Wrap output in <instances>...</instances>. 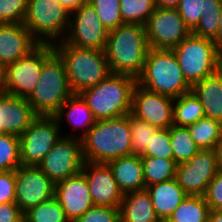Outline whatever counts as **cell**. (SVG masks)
<instances>
[{
    "instance_id": "3957f363",
    "label": "cell",
    "mask_w": 222,
    "mask_h": 222,
    "mask_svg": "<svg viewBox=\"0 0 222 222\" xmlns=\"http://www.w3.org/2000/svg\"><path fill=\"white\" fill-rule=\"evenodd\" d=\"M137 79L125 74H109L92 88L79 95L86 102L96 121L115 119L131 112L132 93Z\"/></svg>"
},
{
    "instance_id": "f1b7e54d",
    "label": "cell",
    "mask_w": 222,
    "mask_h": 222,
    "mask_svg": "<svg viewBox=\"0 0 222 222\" xmlns=\"http://www.w3.org/2000/svg\"><path fill=\"white\" fill-rule=\"evenodd\" d=\"M187 127L200 149H214L222 135V123L208 117H203Z\"/></svg>"
},
{
    "instance_id": "8992f818",
    "label": "cell",
    "mask_w": 222,
    "mask_h": 222,
    "mask_svg": "<svg viewBox=\"0 0 222 222\" xmlns=\"http://www.w3.org/2000/svg\"><path fill=\"white\" fill-rule=\"evenodd\" d=\"M73 94L64 63L54 52L43 63L37 86L26 100L38 115L54 116Z\"/></svg>"
},
{
    "instance_id": "d590c367",
    "label": "cell",
    "mask_w": 222,
    "mask_h": 222,
    "mask_svg": "<svg viewBox=\"0 0 222 222\" xmlns=\"http://www.w3.org/2000/svg\"><path fill=\"white\" fill-rule=\"evenodd\" d=\"M108 31L123 25L120 0H87Z\"/></svg>"
},
{
    "instance_id": "bcb514c9",
    "label": "cell",
    "mask_w": 222,
    "mask_h": 222,
    "mask_svg": "<svg viewBox=\"0 0 222 222\" xmlns=\"http://www.w3.org/2000/svg\"><path fill=\"white\" fill-rule=\"evenodd\" d=\"M220 24L218 27V31L216 33V36L212 39L214 44L216 45L217 50L222 54V9L220 12Z\"/></svg>"
},
{
    "instance_id": "4316f807",
    "label": "cell",
    "mask_w": 222,
    "mask_h": 222,
    "mask_svg": "<svg viewBox=\"0 0 222 222\" xmlns=\"http://www.w3.org/2000/svg\"><path fill=\"white\" fill-rule=\"evenodd\" d=\"M203 117V106L192 91L174 98L173 125L187 127Z\"/></svg>"
},
{
    "instance_id": "ffe728a7",
    "label": "cell",
    "mask_w": 222,
    "mask_h": 222,
    "mask_svg": "<svg viewBox=\"0 0 222 222\" xmlns=\"http://www.w3.org/2000/svg\"><path fill=\"white\" fill-rule=\"evenodd\" d=\"M54 116L59 123L62 136L78 139H81L96 122L92 111L79 94H73ZM66 123L70 127V132L68 130V133L66 128L69 127L65 126Z\"/></svg>"
},
{
    "instance_id": "b9f144b4",
    "label": "cell",
    "mask_w": 222,
    "mask_h": 222,
    "mask_svg": "<svg viewBox=\"0 0 222 222\" xmlns=\"http://www.w3.org/2000/svg\"><path fill=\"white\" fill-rule=\"evenodd\" d=\"M16 170L0 171V204L15 202Z\"/></svg>"
},
{
    "instance_id": "484cf974",
    "label": "cell",
    "mask_w": 222,
    "mask_h": 222,
    "mask_svg": "<svg viewBox=\"0 0 222 222\" xmlns=\"http://www.w3.org/2000/svg\"><path fill=\"white\" fill-rule=\"evenodd\" d=\"M209 212L203 196L187 195L165 222H208Z\"/></svg>"
},
{
    "instance_id": "74e56055",
    "label": "cell",
    "mask_w": 222,
    "mask_h": 222,
    "mask_svg": "<svg viewBox=\"0 0 222 222\" xmlns=\"http://www.w3.org/2000/svg\"><path fill=\"white\" fill-rule=\"evenodd\" d=\"M141 156L173 159L169 128L159 129L154 136H152L150 144Z\"/></svg>"
},
{
    "instance_id": "ee69618b",
    "label": "cell",
    "mask_w": 222,
    "mask_h": 222,
    "mask_svg": "<svg viewBox=\"0 0 222 222\" xmlns=\"http://www.w3.org/2000/svg\"><path fill=\"white\" fill-rule=\"evenodd\" d=\"M56 1L61 3L69 13H72L73 11L77 10L81 5L87 2V0H56Z\"/></svg>"
},
{
    "instance_id": "9a60e30c",
    "label": "cell",
    "mask_w": 222,
    "mask_h": 222,
    "mask_svg": "<svg viewBox=\"0 0 222 222\" xmlns=\"http://www.w3.org/2000/svg\"><path fill=\"white\" fill-rule=\"evenodd\" d=\"M54 193L55 184L38 166L21 165L16 169L15 203L23 213L52 199Z\"/></svg>"
},
{
    "instance_id": "1f68e13d",
    "label": "cell",
    "mask_w": 222,
    "mask_h": 222,
    "mask_svg": "<svg viewBox=\"0 0 222 222\" xmlns=\"http://www.w3.org/2000/svg\"><path fill=\"white\" fill-rule=\"evenodd\" d=\"M23 218V222H70L55 197L30 207L23 213Z\"/></svg>"
},
{
    "instance_id": "f546056e",
    "label": "cell",
    "mask_w": 222,
    "mask_h": 222,
    "mask_svg": "<svg viewBox=\"0 0 222 222\" xmlns=\"http://www.w3.org/2000/svg\"><path fill=\"white\" fill-rule=\"evenodd\" d=\"M169 132L173 160L177 164L189 161L200 150L192 139L188 127L172 125Z\"/></svg>"
},
{
    "instance_id": "cb8c5ba5",
    "label": "cell",
    "mask_w": 222,
    "mask_h": 222,
    "mask_svg": "<svg viewBox=\"0 0 222 222\" xmlns=\"http://www.w3.org/2000/svg\"><path fill=\"white\" fill-rule=\"evenodd\" d=\"M146 190L150 194L153 208L161 222H165L188 195L176 178L152 184L147 186Z\"/></svg>"
},
{
    "instance_id": "603a6c76",
    "label": "cell",
    "mask_w": 222,
    "mask_h": 222,
    "mask_svg": "<svg viewBox=\"0 0 222 222\" xmlns=\"http://www.w3.org/2000/svg\"><path fill=\"white\" fill-rule=\"evenodd\" d=\"M203 106L205 117L222 123V67L191 86Z\"/></svg>"
},
{
    "instance_id": "7c38bea8",
    "label": "cell",
    "mask_w": 222,
    "mask_h": 222,
    "mask_svg": "<svg viewBox=\"0 0 222 222\" xmlns=\"http://www.w3.org/2000/svg\"><path fill=\"white\" fill-rule=\"evenodd\" d=\"M83 164L81 139L61 136L37 166L56 185L81 172Z\"/></svg>"
},
{
    "instance_id": "52a82bcc",
    "label": "cell",
    "mask_w": 222,
    "mask_h": 222,
    "mask_svg": "<svg viewBox=\"0 0 222 222\" xmlns=\"http://www.w3.org/2000/svg\"><path fill=\"white\" fill-rule=\"evenodd\" d=\"M184 78L192 86L222 67V54L212 39L190 34L172 49Z\"/></svg>"
},
{
    "instance_id": "4fadbf2b",
    "label": "cell",
    "mask_w": 222,
    "mask_h": 222,
    "mask_svg": "<svg viewBox=\"0 0 222 222\" xmlns=\"http://www.w3.org/2000/svg\"><path fill=\"white\" fill-rule=\"evenodd\" d=\"M108 32L95 9L86 2L70 13L69 29L64 41L79 48L104 51Z\"/></svg>"
},
{
    "instance_id": "d6986e66",
    "label": "cell",
    "mask_w": 222,
    "mask_h": 222,
    "mask_svg": "<svg viewBox=\"0 0 222 222\" xmlns=\"http://www.w3.org/2000/svg\"><path fill=\"white\" fill-rule=\"evenodd\" d=\"M37 117L26 98L0 92V134L20 136Z\"/></svg>"
},
{
    "instance_id": "ac0fdd59",
    "label": "cell",
    "mask_w": 222,
    "mask_h": 222,
    "mask_svg": "<svg viewBox=\"0 0 222 222\" xmlns=\"http://www.w3.org/2000/svg\"><path fill=\"white\" fill-rule=\"evenodd\" d=\"M54 197L70 222H74L94 206L88 182L82 171L57 183Z\"/></svg>"
},
{
    "instance_id": "e0dca14e",
    "label": "cell",
    "mask_w": 222,
    "mask_h": 222,
    "mask_svg": "<svg viewBox=\"0 0 222 222\" xmlns=\"http://www.w3.org/2000/svg\"><path fill=\"white\" fill-rule=\"evenodd\" d=\"M85 174L94 206L119 207L124 194L107 163L84 161Z\"/></svg>"
},
{
    "instance_id": "ba28073f",
    "label": "cell",
    "mask_w": 222,
    "mask_h": 222,
    "mask_svg": "<svg viewBox=\"0 0 222 222\" xmlns=\"http://www.w3.org/2000/svg\"><path fill=\"white\" fill-rule=\"evenodd\" d=\"M24 26L39 44H54L65 39L70 13L56 0H28Z\"/></svg>"
},
{
    "instance_id": "7a4b0ae2",
    "label": "cell",
    "mask_w": 222,
    "mask_h": 222,
    "mask_svg": "<svg viewBox=\"0 0 222 222\" xmlns=\"http://www.w3.org/2000/svg\"><path fill=\"white\" fill-rule=\"evenodd\" d=\"M81 147L86 162L108 163L113 159L131 155L129 114L96 121L81 138Z\"/></svg>"
},
{
    "instance_id": "8fae6325",
    "label": "cell",
    "mask_w": 222,
    "mask_h": 222,
    "mask_svg": "<svg viewBox=\"0 0 222 222\" xmlns=\"http://www.w3.org/2000/svg\"><path fill=\"white\" fill-rule=\"evenodd\" d=\"M144 26L151 49L172 50L192 33L177 9L156 7Z\"/></svg>"
},
{
    "instance_id": "8d00e7d4",
    "label": "cell",
    "mask_w": 222,
    "mask_h": 222,
    "mask_svg": "<svg viewBox=\"0 0 222 222\" xmlns=\"http://www.w3.org/2000/svg\"><path fill=\"white\" fill-rule=\"evenodd\" d=\"M28 0H0V24H23Z\"/></svg>"
},
{
    "instance_id": "83f0119b",
    "label": "cell",
    "mask_w": 222,
    "mask_h": 222,
    "mask_svg": "<svg viewBox=\"0 0 222 222\" xmlns=\"http://www.w3.org/2000/svg\"><path fill=\"white\" fill-rule=\"evenodd\" d=\"M145 186L174 179L177 163L173 159L141 156Z\"/></svg>"
},
{
    "instance_id": "f35d334b",
    "label": "cell",
    "mask_w": 222,
    "mask_h": 222,
    "mask_svg": "<svg viewBox=\"0 0 222 222\" xmlns=\"http://www.w3.org/2000/svg\"><path fill=\"white\" fill-rule=\"evenodd\" d=\"M119 207L93 206L74 222H119Z\"/></svg>"
},
{
    "instance_id": "7dc6e473",
    "label": "cell",
    "mask_w": 222,
    "mask_h": 222,
    "mask_svg": "<svg viewBox=\"0 0 222 222\" xmlns=\"http://www.w3.org/2000/svg\"><path fill=\"white\" fill-rule=\"evenodd\" d=\"M213 150L215 152V156L217 159L218 169L219 171H222V135L220 140L216 143Z\"/></svg>"
},
{
    "instance_id": "4dcf8cb0",
    "label": "cell",
    "mask_w": 222,
    "mask_h": 222,
    "mask_svg": "<svg viewBox=\"0 0 222 222\" xmlns=\"http://www.w3.org/2000/svg\"><path fill=\"white\" fill-rule=\"evenodd\" d=\"M203 2L202 17L191 32L198 37L213 39L220 24L222 0H204Z\"/></svg>"
},
{
    "instance_id": "2e32d148",
    "label": "cell",
    "mask_w": 222,
    "mask_h": 222,
    "mask_svg": "<svg viewBox=\"0 0 222 222\" xmlns=\"http://www.w3.org/2000/svg\"><path fill=\"white\" fill-rule=\"evenodd\" d=\"M174 98L148 91L136 84L132 93L131 112L136 118L159 129L173 125Z\"/></svg>"
},
{
    "instance_id": "e575fe53",
    "label": "cell",
    "mask_w": 222,
    "mask_h": 222,
    "mask_svg": "<svg viewBox=\"0 0 222 222\" xmlns=\"http://www.w3.org/2000/svg\"><path fill=\"white\" fill-rule=\"evenodd\" d=\"M132 154L142 155L159 128L129 114Z\"/></svg>"
},
{
    "instance_id": "c3c4849f",
    "label": "cell",
    "mask_w": 222,
    "mask_h": 222,
    "mask_svg": "<svg viewBox=\"0 0 222 222\" xmlns=\"http://www.w3.org/2000/svg\"><path fill=\"white\" fill-rule=\"evenodd\" d=\"M208 222H222V210H210Z\"/></svg>"
},
{
    "instance_id": "44dd1931",
    "label": "cell",
    "mask_w": 222,
    "mask_h": 222,
    "mask_svg": "<svg viewBox=\"0 0 222 222\" xmlns=\"http://www.w3.org/2000/svg\"><path fill=\"white\" fill-rule=\"evenodd\" d=\"M38 44L24 24H0V63L4 66L27 55Z\"/></svg>"
},
{
    "instance_id": "277c9868",
    "label": "cell",
    "mask_w": 222,
    "mask_h": 222,
    "mask_svg": "<svg viewBox=\"0 0 222 222\" xmlns=\"http://www.w3.org/2000/svg\"><path fill=\"white\" fill-rule=\"evenodd\" d=\"M64 63L70 88L74 94L92 88L111 74L105 51L79 48L64 40L52 45Z\"/></svg>"
},
{
    "instance_id": "7402d4cb",
    "label": "cell",
    "mask_w": 222,
    "mask_h": 222,
    "mask_svg": "<svg viewBox=\"0 0 222 222\" xmlns=\"http://www.w3.org/2000/svg\"><path fill=\"white\" fill-rule=\"evenodd\" d=\"M123 194L146 189L140 155H127L107 163Z\"/></svg>"
},
{
    "instance_id": "9c48e42d",
    "label": "cell",
    "mask_w": 222,
    "mask_h": 222,
    "mask_svg": "<svg viewBox=\"0 0 222 222\" xmlns=\"http://www.w3.org/2000/svg\"><path fill=\"white\" fill-rule=\"evenodd\" d=\"M53 53L52 44H38L27 55L6 65L3 92L27 98L37 86L43 63Z\"/></svg>"
},
{
    "instance_id": "6da1fadb",
    "label": "cell",
    "mask_w": 222,
    "mask_h": 222,
    "mask_svg": "<svg viewBox=\"0 0 222 222\" xmlns=\"http://www.w3.org/2000/svg\"><path fill=\"white\" fill-rule=\"evenodd\" d=\"M149 50L145 26L123 24L108 32L105 55L109 70L138 78Z\"/></svg>"
},
{
    "instance_id": "836d02e7",
    "label": "cell",
    "mask_w": 222,
    "mask_h": 222,
    "mask_svg": "<svg viewBox=\"0 0 222 222\" xmlns=\"http://www.w3.org/2000/svg\"><path fill=\"white\" fill-rule=\"evenodd\" d=\"M21 165L19 136L0 134V171L16 170Z\"/></svg>"
},
{
    "instance_id": "d4e9b609",
    "label": "cell",
    "mask_w": 222,
    "mask_h": 222,
    "mask_svg": "<svg viewBox=\"0 0 222 222\" xmlns=\"http://www.w3.org/2000/svg\"><path fill=\"white\" fill-rule=\"evenodd\" d=\"M119 209L121 222H161L146 189L125 193Z\"/></svg>"
},
{
    "instance_id": "f6af8a7d",
    "label": "cell",
    "mask_w": 222,
    "mask_h": 222,
    "mask_svg": "<svg viewBox=\"0 0 222 222\" xmlns=\"http://www.w3.org/2000/svg\"><path fill=\"white\" fill-rule=\"evenodd\" d=\"M180 0H154L155 6L159 8L176 9Z\"/></svg>"
},
{
    "instance_id": "5b68a950",
    "label": "cell",
    "mask_w": 222,
    "mask_h": 222,
    "mask_svg": "<svg viewBox=\"0 0 222 222\" xmlns=\"http://www.w3.org/2000/svg\"><path fill=\"white\" fill-rule=\"evenodd\" d=\"M137 84L144 89L173 98L191 91L172 50L149 48Z\"/></svg>"
},
{
    "instance_id": "60d3db41",
    "label": "cell",
    "mask_w": 222,
    "mask_h": 222,
    "mask_svg": "<svg viewBox=\"0 0 222 222\" xmlns=\"http://www.w3.org/2000/svg\"><path fill=\"white\" fill-rule=\"evenodd\" d=\"M203 197L210 210H222V171L209 182Z\"/></svg>"
},
{
    "instance_id": "ab89813d",
    "label": "cell",
    "mask_w": 222,
    "mask_h": 222,
    "mask_svg": "<svg viewBox=\"0 0 222 222\" xmlns=\"http://www.w3.org/2000/svg\"><path fill=\"white\" fill-rule=\"evenodd\" d=\"M204 0H180L177 11L186 26L192 31L202 17Z\"/></svg>"
},
{
    "instance_id": "681fc988",
    "label": "cell",
    "mask_w": 222,
    "mask_h": 222,
    "mask_svg": "<svg viewBox=\"0 0 222 222\" xmlns=\"http://www.w3.org/2000/svg\"><path fill=\"white\" fill-rule=\"evenodd\" d=\"M5 81V66L0 63V92H3V86Z\"/></svg>"
},
{
    "instance_id": "30bf717a",
    "label": "cell",
    "mask_w": 222,
    "mask_h": 222,
    "mask_svg": "<svg viewBox=\"0 0 222 222\" xmlns=\"http://www.w3.org/2000/svg\"><path fill=\"white\" fill-rule=\"evenodd\" d=\"M61 136V128L55 116L38 115L19 136L21 164L37 166Z\"/></svg>"
},
{
    "instance_id": "5bb4252c",
    "label": "cell",
    "mask_w": 222,
    "mask_h": 222,
    "mask_svg": "<svg viewBox=\"0 0 222 222\" xmlns=\"http://www.w3.org/2000/svg\"><path fill=\"white\" fill-rule=\"evenodd\" d=\"M219 171L213 149H200L189 161L177 164L176 180L188 195L203 196Z\"/></svg>"
},
{
    "instance_id": "7bdbcfd3",
    "label": "cell",
    "mask_w": 222,
    "mask_h": 222,
    "mask_svg": "<svg viewBox=\"0 0 222 222\" xmlns=\"http://www.w3.org/2000/svg\"><path fill=\"white\" fill-rule=\"evenodd\" d=\"M23 212L15 203L0 204V222H23Z\"/></svg>"
},
{
    "instance_id": "d6a6232c",
    "label": "cell",
    "mask_w": 222,
    "mask_h": 222,
    "mask_svg": "<svg viewBox=\"0 0 222 222\" xmlns=\"http://www.w3.org/2000/svg\"><path fill=\"white\" fill-rule=\"evenodd\" d=\"M120 9L124 24L144 26L156 6L154 0H120Z\"/></svg>"
}]
</instances>
